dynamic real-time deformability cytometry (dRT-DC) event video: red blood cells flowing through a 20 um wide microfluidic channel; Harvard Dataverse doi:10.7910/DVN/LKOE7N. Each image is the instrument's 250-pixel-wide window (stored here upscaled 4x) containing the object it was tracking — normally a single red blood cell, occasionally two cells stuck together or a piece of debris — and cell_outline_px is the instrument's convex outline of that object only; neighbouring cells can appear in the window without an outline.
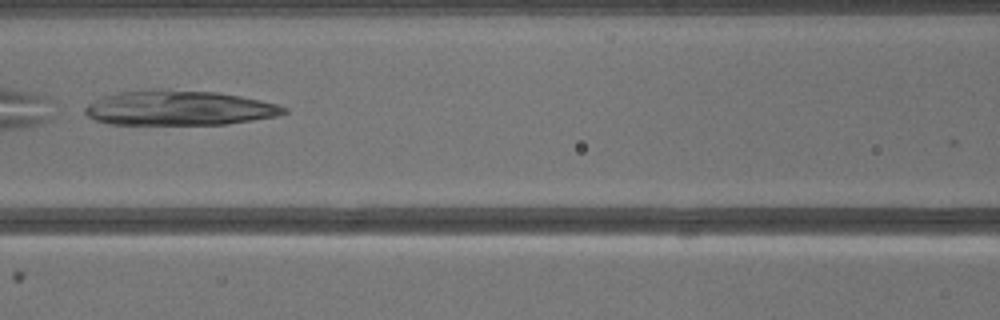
{"species": "common noctule bat (a hibernating species)", "species_latin": "Nyctalus noctula", "temperature_condition": "warm", "stored_images_in_passage": 28, "camera_frame_rate_fps": 3000, "um_per_image_px": 0.085, "animal": {"sex": "male", "body_mass_g": 13.3}, "frame": {"image": 1, "passage_image": 8, "time_ms": 2.333, "image_size_px": [1000, 320], "cell_outline_px": [[288, 112], [276, 116], [228, 124], [112, 124], [96, 120], [88, 116], [84, 112], [84, 108], [92, 100], [100, 96], [120, 92], [216, 92], [240, 96], [260, 100], [276, 104], [288, 108]], "centroid_in_image_um": [15.23, 9.22], "position_along_channel_um": 151.4, "area_um2": 39.13}}